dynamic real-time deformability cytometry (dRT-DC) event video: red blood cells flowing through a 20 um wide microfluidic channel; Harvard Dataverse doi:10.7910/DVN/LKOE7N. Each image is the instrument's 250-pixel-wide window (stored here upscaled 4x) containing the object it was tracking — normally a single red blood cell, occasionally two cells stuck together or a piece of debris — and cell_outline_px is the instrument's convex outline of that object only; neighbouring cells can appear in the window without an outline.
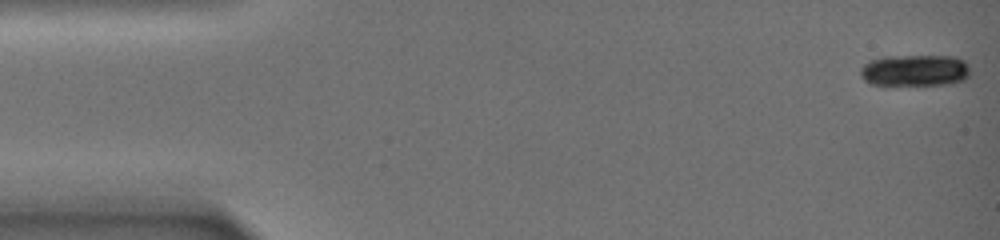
{"species": "common noctule bat (a hibernating species)", "species_latin": "Nyctalus noctula", "temperature_condition": "warm", "stored_images_in_passage": 51, "camera_frame_rate_fps": 3000, "um_per_image_px": 0.085, "animal": {"sex": "female", "body_mass_g": 19.0, "forearm_length_mm": 51.5}, "frame": {"image": 1, "passage_image": 1, "time_ms": 0.0, "image_size_px": [1000, 240], "cell_outline_px": [[968, 76], [964, 80], [948, 84], [888, 88], [872, 84], [864, 80], [860, 76], [860, 68], [868, 60], [884, 56], [952, 56], [964, 60], [968, 64]], "centroid_in_image_um": [77.68, 6.03], "position_along_channel_um": 7.3, "area_um2": 21.21}}
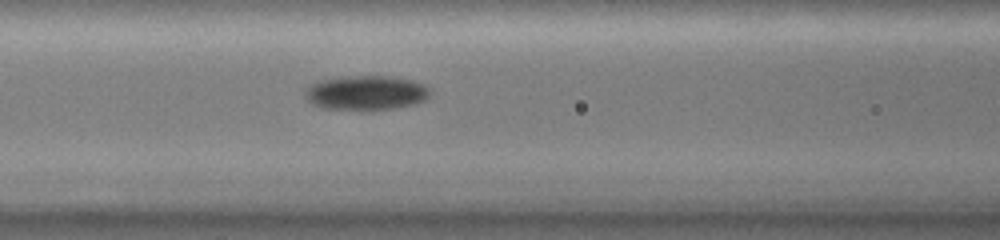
{"frame": {"image": 2, "passage_image": 22, "time_ms": 10.333, "image_size_px": [1000, 240], "cell_outline_px": [[428, 96], [424, 100], [416, 104], [392, 108], [360, 112], [320, 108], [312, 104], [304, 96], [308, 88], [312, 84], [320, 80], [356, 76], [392, 76], [412, 80], [424, 84], [428, 88]], "centroid_in_image_um": [31.1, 7.92], "position_along_channel_um": 135.5, "area_um2": 25.43}}
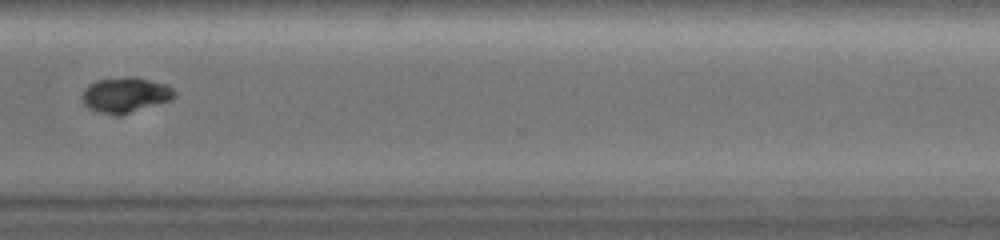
{"frame": {"image": 3, "passage_image": 39, "time_ms": 19.0, "image_size_px": [1000, 240], "cell_outline_px": [[176, 96], [172, 100], [120, 116], [116, 116], [96, 112], [88, 108], [84, 104], [84, 88], [88, 84], [96, 80], [124, 76], [136, 76], [168, 84], [176, 92]], "centroid_in_image_um": [10.69, 8.06], "position_along_channel_um": 359.9, "area_um2": 19.48}, "authors_computed_cell_mechanics": {"area_um2": 22.3108, "velocity_mm_per_s": 2.5865, "shape_relaxation_time_tau1_ms": 6.408, "shape_relaxation_time_tau2_ms": 6.5762, "deformation_change_tau1": 0.1685, "deformation_change_tau2": 0.0351}}